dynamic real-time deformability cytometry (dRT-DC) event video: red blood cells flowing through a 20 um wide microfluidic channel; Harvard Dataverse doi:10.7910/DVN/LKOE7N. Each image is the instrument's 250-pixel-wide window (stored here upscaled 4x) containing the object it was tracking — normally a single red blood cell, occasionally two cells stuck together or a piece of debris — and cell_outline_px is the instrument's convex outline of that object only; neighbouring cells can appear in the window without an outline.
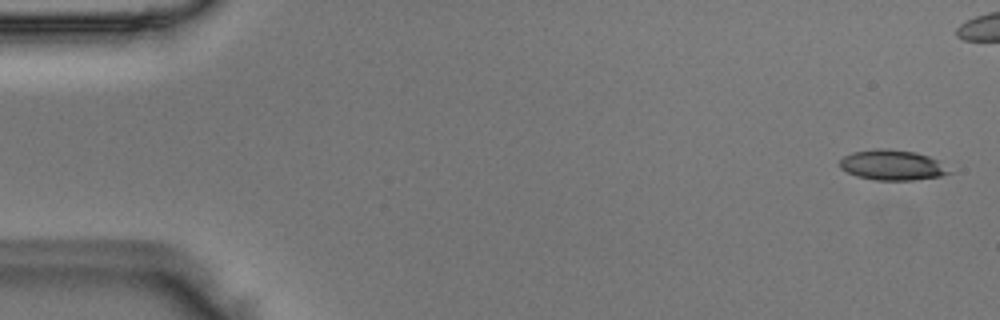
{"species": "Egyptian fruit bat (a non-hibernating species)", "species_latin": "Rousettus aegyptiacus", "temperature_condition": "room temperature", "stored_images_in_passage": 52, "camera_frame_rate_fps": 3000, "um_per_image_px": 0.085, "animal": {"sex": "male"}, "frame": {"image": 1, "passage_image": 2, "time_ms": 0.333, "image_size_px": [1000, 320], "cell_outline_px": [[952, 172], [940, 176], [912, 180], [876, 180], [856, 176], [840, 168], [840, 160], [844, 156], [852, 152], [876, 148], [884, 148], [916, 152], [940, 160]], "centroid_in_image_um": [75.85, 14.02], "position_along_channel_um": 9.2, "area_um2": 19.36}}
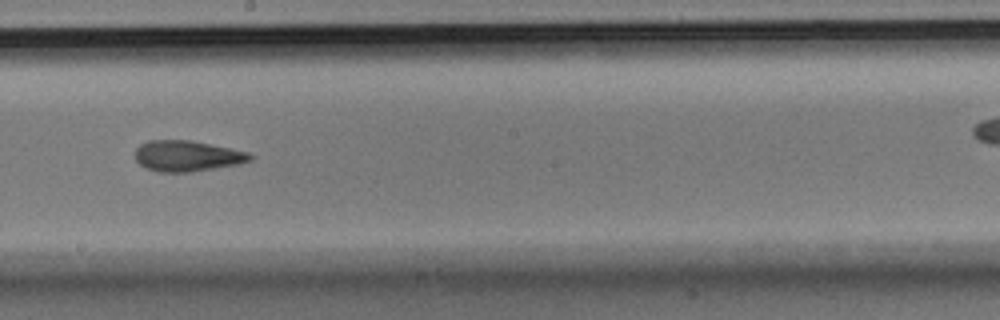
{"frame": {"image": 2, "passage_image": 29, "time_ms": 9.333, "image_size_px": [1000, 320], "cell_outline_px": [[256, 156], [252, 160], [240, 164], [192, 172], [156, 172], [144, 168], [136, 160], [136, 148], [140, 144], [148, 140], [192, 140], [232, 148], [248, 152]], "centroid_in_image_um": [15.94, 13.26], "position_along_channel_um": 232.3, "area_um2": 21.04}}
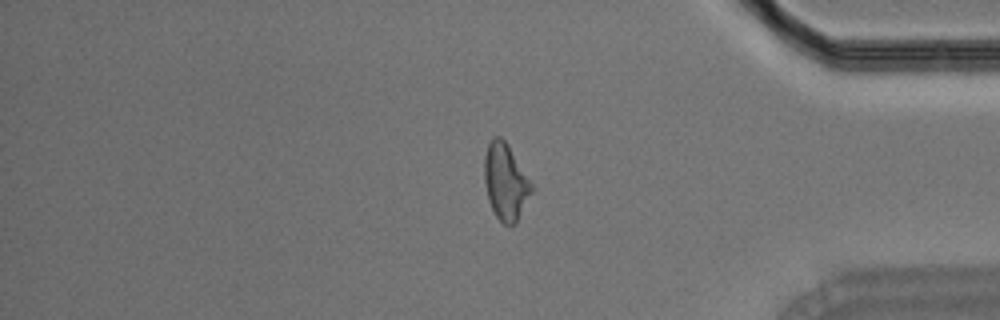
{"frame": {"image": 3, "passage_image": 43, "time_ms": 14.0, "image_size_px": [1000, 320], "cell_outline_px": [[532, 192], [516, 224], [508, 228], [496, 216], [488, 200], [484, 180], [484, 156], [488, 144], [492, 136], [500, 136], [508, 144], [532, 184]], "centroid_in_image_um": [42.96, 15.47], "position_along_channel_um": 392.2, "area_um2": 21.1}}